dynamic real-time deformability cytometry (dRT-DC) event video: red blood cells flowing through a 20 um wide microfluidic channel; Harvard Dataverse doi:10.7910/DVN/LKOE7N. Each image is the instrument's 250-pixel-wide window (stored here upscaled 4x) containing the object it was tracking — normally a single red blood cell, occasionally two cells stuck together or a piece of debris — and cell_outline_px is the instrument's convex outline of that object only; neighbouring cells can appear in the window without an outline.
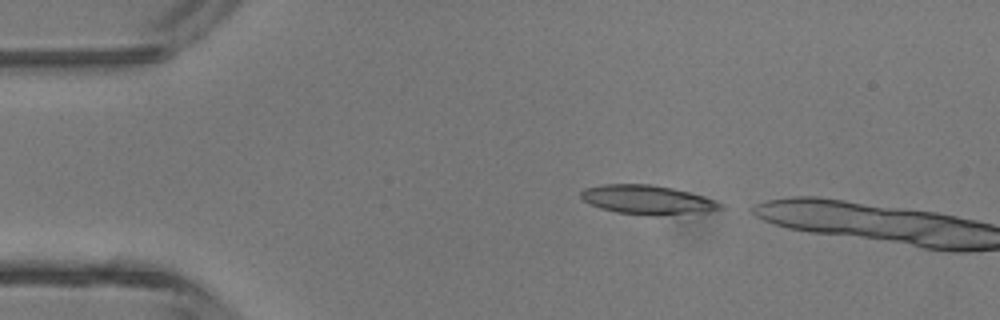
{"species": "common noctule bat (a hibernating species)", "species_latin": "Nyctalus noctula", "temperature_condition": "room temperature", "stored_images_in_passage": 2, "camera_frame_rate_fps": 3000, "um_per_image_px": 0.085, "animal": {"sex": "male", "body_mass_g": 13.3}, "frame": {"image": 1, "passage_image": 1, "time_ms": 0.0, "image_size_px": [1000, 320], "cell_outline_px": [[724, 208], [708, 212], [656, 216], [648, 216], [616, 212], [600, 208], [588, 204], [580, 196], [580, 192], [584, 188], [604, 184], [648, 184], [672, 188], [688, 192], [724, 204]], "centroid_in_image_um": [55.0, 17.0], "position_along_channel_um": 30.0, "area_um2": 23.76}}